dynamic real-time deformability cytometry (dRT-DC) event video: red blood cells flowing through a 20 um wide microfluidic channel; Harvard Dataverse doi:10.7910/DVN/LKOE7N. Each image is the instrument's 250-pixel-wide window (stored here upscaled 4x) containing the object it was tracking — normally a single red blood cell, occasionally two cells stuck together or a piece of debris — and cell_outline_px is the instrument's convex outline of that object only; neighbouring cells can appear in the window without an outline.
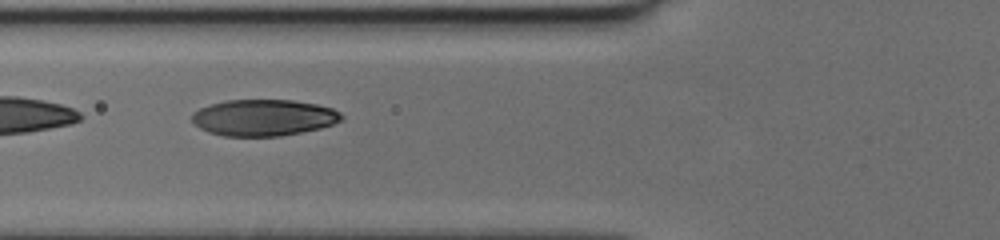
{"species": "human", "species_latin": "Homo sapiens", "temperature_condition": "cold", "stored_images_in_passage": 36, "segment_of_instrument_passage": [2, 2], "camera_frame_rate_fps": 3000, "um_per_image_px": 0.085, "donor": {"sex": "female"}, "frame": {"image": 1, "passage_image": 20, "time_ms": 6.333, "image_size_px": [1000, 240], "cell_outline_px": [[344, 116], [340, 120], [332, 124], [320, 128], [280, 136], [224, 136], [208, 132], [200, 128], [192, 120], [192, 112], [200, 108], [212, 104], [228, 100], [292, 100], [316, 104], [332, 108], [340, 112]], "centroid_in_image_um": [22.4, 10.0], "position_along_channel_um": 103.4, "area_um2": 31.56}}
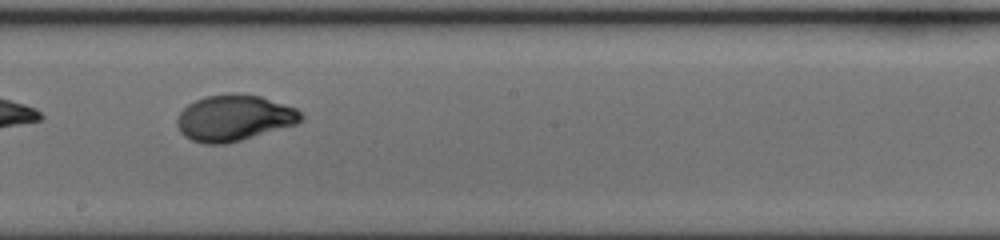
{"frame": {"image": 2, "passage_image": 29, "time_ms": 9.333, "image_size_px": [1000, 240], "cell_outline_px": [[304, 116], [296, 124], [228, 144], [204, 144], [192, 140], [184, 136], [180, 132], [176, 124], [176, 120], [180, 112], [188, 104], [204, 96], [232, 92], [260, 96], [296, 108]], "centroid_in_image_um": [19.87, 10.02], "position_along_channel_um": 228.3, "area_um2": 33.41}}